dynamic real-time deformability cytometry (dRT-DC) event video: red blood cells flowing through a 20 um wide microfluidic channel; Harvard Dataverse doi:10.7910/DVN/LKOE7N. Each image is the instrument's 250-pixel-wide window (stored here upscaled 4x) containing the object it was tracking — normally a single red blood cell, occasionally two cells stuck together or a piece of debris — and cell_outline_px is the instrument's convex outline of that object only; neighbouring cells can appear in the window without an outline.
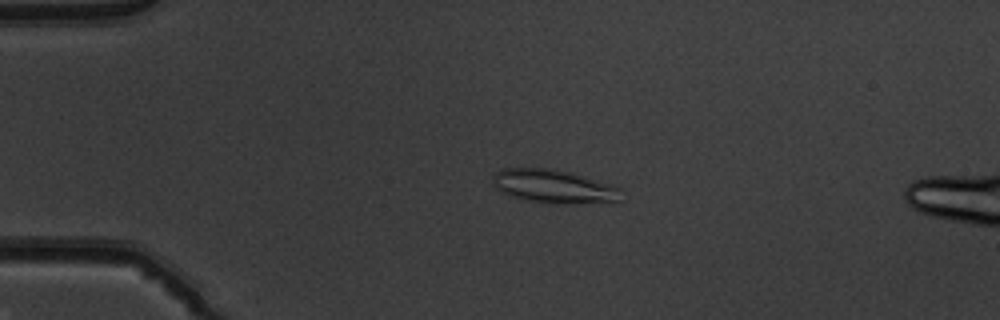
{"species": "common noctule bat (a hibernating species)", "species_latin": "Nyctalus noctula", "temperature_condition": "warm", "stored_images_in_passage": 8, "camera_frame_rate_fps": 3000, "um_per_image_px": 0.085, "animal": {"sex": "male", "body_mass_g": 19.5, "forearm_length_mm": 54.6}, "frame": {"image": 1, "passage_image": 3, "time_ms": 0.667, "image_size_px": [1000, 320], "cell_outline_px": [[620, 200], [528, 200], [512, 196], [496, 188], [492, 180], [492, 176], [500, 168], [548, 168], [572, 172], [612, 184], [620, 188]], "centroid_in_image_um": [46.97, 15.74], "position_along_channel_um": 38.0, "area_um2": 23.47}}